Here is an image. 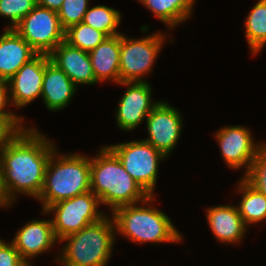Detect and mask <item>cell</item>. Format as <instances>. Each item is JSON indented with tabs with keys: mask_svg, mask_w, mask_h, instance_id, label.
<instances>
[{
	"mask_svg": "<svg viewBox=\"0 0 266 266\" xmlns=\"http://www.w3.org/2000/svg\"><path fill=\"white\" fill-rule=\"evenodd\" d=\"M55 148L53 142L36 128L23 127L0 150L2 186L10 203L19 194L38 199L44 186L46 167Z\"/></svg>",
	"mask_w": 266,
	"mask_h": 266,
	"instance_id": "6da1fadb",
	"label": "cell"
},
{
	"mask_svg": "<svg viewBox=\"0 0 266 266\" xmlns=\"http://www.w3.org/2000/svg\"><path fill=\"white\" fill-rule=\"evenodd\" d=\"M90 182L100 204L110 207L111 212L121 206L142 204L149 197L106 145L90 158Z\"/></svg>",
	"mask_w": 266,
	"mask_h": 266,
	"instance_id": "7a4b0ae2",
	"label": "cell"
},
{
	"mask_svg": "<svg viewBox=\"0 0 266 266\" xmlns=\"http://www.w3.org/2000/svg\"><path fill=\"white\" fill-rule=\"evenodd\" d=\"M155 197L149 196L140 206L137 204L121 206L112 212L116 234H121L135 243L180 242L182 234L171 219L154 206Z\"/></svg>",
	"mask_w": 266,
	"mask_h": 266,
	"instance_id": "3957f363",
	"label": "cell"
},
{
	"mask_svg": "<svg viewBox=\"0 0 266 266\" xmlns=\"http://www.w3.org/2000/svg\"><path fill=\"white\" fill-rule=\"evenodd\" d=\"M55 148L45 171L44 186L38 201L42 210L50 205L91 191L90 157L80 153L59 155Z\"/></svg>",
	"mask_w": 266,
	"mask_h": 266,
	"instance_id": "277c9868",
	"label": "cell"
},
{
	"mask_svg": "<svg viewBox=\"0 0 266 266\" xmlns=\"http://www.w3.org/2000/svg\"><path fill=\"white\" fill-rule=\"evenodd\" d=\"M116 228L113 218L105 215L79 232L61 239L66 242L57 257L64 266H106L111 258Z\"/></svg>",
	"mask_w": 266,
	"mask_h": 266,
	"instance_id": "5b68a950",
	"label": "cell"
},
{
	"mask_svg": "<svg viewBox=\"0 0 266 266\" xmlns=\"http://www.w3.org/2000/svg\"><path fill=\"white\" fill-rule=\"evenodd\" d=\"M99 205H101L99 198L92 191H88L73 198L58 201L42 213L55 214L51 220L55 237L60 241L102 219L106 213L98 210Z\"/></svg>",
	"mask_w": 266,
	"mask_h": 266,
	"instance_id": "8992f818",
	"label": "cell"
},
{
	"mask_svg": "<svg viewBox=\"0 0 266 266\" xmlns=\"http://www.w3.org/2000/svg\"><path fill=\"white\" fill-rule=\"evenodd\" d=\"M120 160L125 170L149 195L156 187L159 162L166 157L145 140H132L107 146Z\"/></svg>",
	"mask_w": 266,
	"mask_h": 266,
	"instance_id": "52a82bcc",
	"label": "cell"
},
{
	"mask_svg": "<svg viewBox=\"0 0 266 266\" xmlns=\"http://www.w3.org/2000/svg\"><path fill=\"white\" fill-rule=\"evenodd\" d=\"M164 40L159 32L137 40L121 34L120 82H146L143 77L152 72Z\"/></svg>",
	"mask_w": 266,
	"mask_h": 266,
	"instance_id": "ba28073f",
	"label": "cell"
},
{
	"mask_svg": "<svg viewBox=\"0 0 266 266\" xmlns=\"http://www.w3.org/2000/svg\"><path fill=\"white\" fill-rule=\"evenodd\" d=\"M38 54L49 55L65 41L56 11L37 5L13 28Z\"/></svg>",
	"mask_w": 266,
	"mask_h": 266,
	"instance_id": "9c48e42d",
	"label": "cell"
},
{
	"mask_svg": "<svg viewBox=\"0 0 266 266\" xmlns=\"http://www.w3.org/2000/svg\"><path fill=\"white\" fill-rule=\"evenodd\" d=\"M145 121L149 136L143 140L151 144L165 157L169 156L181 135L183 119L180 112L169 103L161 100Z\"/></svg>",
	"mask_w": 266,
	"mask_h": 266,
	"instance_id": "30bf717a",
	"label": "cell"
},
{
	"mask_svg": "<svg viewBox=\"0 0 266 266\" xmlns=\"http://www.w3.org/2000/svg\"><path fill=\"white\" fill-rule=\"evenodd\" d=\"M247 127L241 125L225 126L215 134L223 160L231 169L245 166L243 177L249 172L257 152L264 145L254 143Z\"/></svg>",
	"mask_w": 266,
	"mask_h": 266,
	"instance_id": "8fae6325",
	"label": "cell"
},
{
	"mask_svg": "<svg viewBox=\"0 0 266 266\" xmlns=\"http://www.w3.org/2000/svg\"><path fill=\"white\" fill-rule=\"evenodd\" d=\"M128 87L120 98L116 111L117 126L123 131H131L146 120L160 101H152V88L146 82H120Z\"/></svg>",
	"mask_w": 266,
	"mask_h": 266,
	"instance_id": "7c38bea8",
	"label": "cell"
},
{
	"mask_svg": "<svg viewBox=\"0 0 266 266\" xmlns=\"http://www.w3.org/2000/svg\"><path fill=\"white\" fill-rule=\"evenodd\" d=\"M47 54H37L8 80L9 101L16 108L24 107L41 97Z\"/></svg>",
	"mask_w": 266,
	"mask_h": 266,
	"instance_id": "4fadbf2b",
	"label": "cell"
},
{
	"mask_svg": "<svg viewBox=\"0 0 266 266\" xmlns=\"http://www.w3.org/2000/svg\"><path fill=\"white\" fill-rule=\"evenodd\" d=\"M17 232L12 242L28 265H32L30 259L52 249L53 245L59 242L55 237L51 219H33Z\"/></svg>",
	"mask_w": 266,
	"mask_h": 266,
	"instance_id": "5bb4252c",
	"label": "cell"
},
{
	"mask_svg": "<svg viewBox=\"0 0 266 266\" xmlns=\"http://www.w3.org/2000/svg\"><path fill=\"white\" fill-rule=\"evenodd\" d=\"M48 56L76 86L99 83L94 76L88 52L63 41Z\"/></svg>",
	"mask_w": 266,
	"mask_h": 266,
	"instance_id": "9a60e30c",
	"label": "cell"
},
{
	"mask_svg": "<svg viewBox=\"0 0 266 266\" xmlns=\"http://www.w3.org/2000/svg\"><path fill=\"white\" fill-rule=\"evenodd\" d=\"M38 53L14 30L0 35V79L8 81Z\"/></svg>",
	"mask_w": 266,
	"mask_h": 266,
	"instance_id": "2e32d148",
	"label": "cell"
},
{
	"mask_svg": "<svg viewBox=\"0 0 266 266\" xmlns=\"http://www.w3.org/2000/svg\"><path fill=\"white\" fill-rule=\"evenodd\" d=\"M77 86L50 60L45 65L41 97L46 108L56 112L65 108L76 93Z\"/></svg>",
	"mask_w": 266,
	"mask_h": 266,
	"instance_id": "e0dca14e",
	"label": "cell"
},
{
	"mask_svg": "<svg viewBox=\"0 0 266 266\" xmlns=\"http://www.w3.org/2000/svg\"><path fill=\"white\" fill-rule=\"evenodd\" d=\"M207 222L215 238L223 243H239L247 232L238 209L234 205H218L206 210Z\"/></svg>",
	"mask_w": 266,
	"mask_h": 266,
	"instance_id": "ac0fdd59",
	"label": "cell"
},
{
	"mask_svg": "<svg viewBox=\"0 0 266 266\" xmlns=\"http://www.w3.org/2000/svg\"><path fill=\"white\" fill-rule=\"evenodd\" d=\"M121 34L106 38L89 52L94 76L98 82L110 79L120 83Z\"/></svg>",
	"mask_w": 266,
	"mask_h": 266,
	"instance_id": "d6986e66",
	"label": "cell"
},
{
	"mask_svg": "<svg viewBox=\"0 0 266 266\" xmlns=\"http://www.w3.org/2000/svg\"><path fill=\"white\" fill-rule=\"evenodd\" d=\"M167 27L173 29L189 19L196 0H138Z\"/></svg>",
	"mask_w": 266,
	"mask_h": 266,
	"instance_id": "ffe728a7",
	"label": "cell"
},
{
	"mask_svg": "<svg viewBox=\"0 0 266 266\" xmlns=\"http://www.w3.org/2000/svg\"><path fill=\"white\" fill-rule=\"evenodd\" d=\"M242 198L237 207L246 226L266 220V196L252 186L244 177L237 184Z\"/></svg>",
	"mask_w": 266,
	"mask_h": 266,
	"instance_id": "44dd1931",
	"label": "cell"
},
{
	"mask_svg": "<svg viewBox=\"0 0 266 266\" xmlns=\"http://www.w3.org/2000/svg\"><path fill=\"white\" fill-rule=\"evenodd\" d=\"M244 23L248 46L252 54H257L266 44V0L253 6Z\"/></svg>",
	"mask_w": 266,
	"mask_h": 266,
	"instance_id": "7402d4cb",
	"label": "cell"
},
{
	"mask_svg": "<svg viewBox=\"0 0 266 266\" xmlns=\"http://www.w3.org/2000/svg\"><path fill=\"white\" fill-rule=\"evenodd\" d=\"M121 17V13L117 9L105 5H97L88 8L83 22L110 37L121 34L117 30L121 25Z\"/></svg>",
	"mask_w": 266,
	"mask_h": 266,
	"instance_id": "603a6c76",
	"label": "cell"
},
{
	"mask_svg": "<svg viewBox=\"0 0 266 266\" xmlns=\"http://www.w3.org/2000/svg\"><path fill=\"white\" fill-rule=\"evenodd\" d=\"M108 36L99 30L80 22L65 30V42L69 45L90 52L101 44Z\"/></svg>",
	"mask_w": 266,
	"mask_h": 266,
	"instance_id": "cb8c5ba5",
	"label": "cell"
},
{
	"mask_svg": "<svg viewBox=\"0 0 266 266\" xmlns=\"http://www.w3.org/2000/svg\"><path fill=\"white\" fill-rule=\"evenodd\" d=\"M37 5V0H0V16L8 18L7 29H13Z\"/></svg>",
	"mask_w": 266,
	"mask_h": 266,
	"instance_id": "d4e9b609",
	"label": "cell"
},
{
	"mask_svg": "<svg viewBox=\"0 0 266 266\" xmlns=\"http://www.w3.org/2000/svg\"><path fill=\"white\" fill-rule=\"evenodd\" d=\"M89 0H64L57 14L64 30L83 22Z\"/></svg>",
	"mask_w": 266,
	"mask_h": 266,
	"instance_id": "484cf974",
	"label": "cell"
},
{
	"mask_svg": "<svg viewBox=\"0 0 266 266\" xmlns=\"http://www.w3.org/2000/svg\"><path fill=\"white\" fill-rule=\"evenodd\" d=\"M244 178L266 196V143L259 149Z\"/></svg>",
	"mask_w": 266,
	"mask_h": 266,
	"instance_id": "4316f807",
	"label": "cell"
},
{
	"mask_svg": "<svg viewBox=\"0 0 266 266\" xmlns=\"http://www.w3.org/2000/svg\"><path fill=\"white\" fill-rule=\"evenodd\" d=\"M22 117L0 111V150L23 128Z\"/></svg>",
	"mask_w": 266,
	"mask_h": 266,
	"instance_id": "83f0119b",
	"label": "cell"
},
{
	"mask_svg": "<svg viewBox=\"0 0 266 266\" xmlns=\"http://www.w3.org/2000/svg\"><path fill=\"white\" fill-rule=\"evenodd\" d=\"M21 258L13 242H4L0 239V266H27Z\"/></svg>",
	"mask_w": 266,
	"mask_h": 266,
	"instance_id": "f1b7e54d",
	"label": "cell"
},
{
	"mask_svg": "<svg viewBox=\"0 0 266 266\" xmlns=\"http://www.w3.org/2000/svg\"><path fill=\"white\" fill-rule=\"evenodd\" d=\"M7 105H11L9 101L8 81L0 79V111L8 114H14L11 110H6Z\"/></svg>",
	"mask_w": 266,
	"mask_h": 266,
	"instance_id": "f546056e",
	"label": "cell"
},
{
	"mask_svg": "<svg viewBox=\"0 0 266 266\" xmlns=\"http://www.w3.org/2000/svg\"><path fill=\"white\" fill-rule=\"evenodd\" d=\"M38 5L58 12L64 0H37Z\"/></svg>",
	"mask_w": 266,
	"mask_h": 266,
	"instance_id": "4dcf8cb0",
	"label": "cell"
},
{
	"mask_svg": "<svg viewBox=\"0 0 266 266\" xmlns=\"http://www.w3.org/2000/svg\"><path fill=\"white\" fill-rule=\"evenodd\" d=\"M10 202L7 200L3 186H2V176H1V164H0V207H10Z\"/></svg>",
	"mask_w": 266,
	"mask_h": 266,
	"instance_id": "1f68e13d",
	"label": "cell"
}]
</instances>
